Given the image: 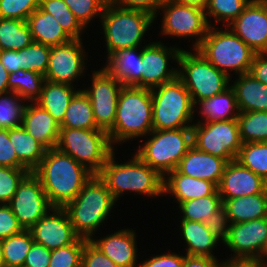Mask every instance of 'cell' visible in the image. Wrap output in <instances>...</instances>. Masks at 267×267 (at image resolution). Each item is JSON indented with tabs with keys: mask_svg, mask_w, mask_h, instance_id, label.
<instances>
[{
	"mask_svg": "<svg viewBox=\"0 0 267 267\" xmlns=\"http://www.w3.org/2000/svg\"><path fill=\"white\" fill-rule=\"evenodd\" d=\"M182 50L178 58V78L189 91L195 105L224 92L232 78L218 70L196 49ZM180 67V68H179Z\"/></svg>",
	"mask_w": 267,
	"mask_h": 267,
	"instance_id": "9",
	"label": "cell"
},
{
	"mask_svg": "<svg viewBox=\"0 0 267 267\" xmlns=\"http://www.w3.org/2000/svg\"><path fill=\"white\" fill-rule=\"evenodd\" d=\"M22 126L47 150L56 148L59 138L60 125L37 103H26L23 112Z\"/></svg>",
	"mask_w": 267,
	"mask_h": 267,
	"instance_id": "23",
	"label": "cell"
},
{
	"mask_svg": "<svg viewBox=\"0 0 267 267\" xmlns=\"http://www.w3.org/2000/svg\"><path fill=\"white\" fill-rule=\"evenodd\" d=\"M196 109H199L201 118L204 121L237 119L240 113L234 90L231 87L209 99L197 102L195 104V112L197 111Z\"/></svg>",
	"mask_w": 267,
	"mask_h": 267,
	"instance_id": "32",
	"label": "cell"
},
{
	"mask_svg": "<svg viewBox=\"0 0 267 267\" xmlns=\"http://www.w3.org/2000/svg\"><path fill=\"white\" fill-rule=\"evenodd\" d=\"M230 223H242L267 217V189L258 194L222 199Z\"/></svg>",
	"mask_w": 267,
	"mask_h": 267,
	"instance_id": "29",
	"label": "cell"
},
{
	"mask_svg": "<svg viewBox=\"0 0 267 267\" xmlns=\"http://www.w3.org/2000/svg\"><path fill=\"white\" fill-rule=\"evenodd\" d=\"M227 163L225 159L200 151L192 145L176 170L190 177L210 181L218 187Z\"/></svg>",
	"mask_w": 267,
	"mask_h": 267,
	"instance_id": "22",
	"label": "cell"
},
{
	"mask_svg": "<svg viewBox=\"0 0 267 267\" xmlns=\"http://www.w3.org/2000/svg\"><path fill=\"white\" fill-rule=\"evenodd\" d=\"M33 42L26 21L0 18V51H20Z\"/></svg>",
	"mask_w": 267,
	"mask_h": 267,
	"instance_id": "34",
	"label": "cell"
},
{
	"mask_svg": "<svg viewBox=\"0 0 267 267\" xmlns=\"http://www.w3.org/2000/svg\"><path fill=\"white\" fill-rule=\"evenodd\" d=\"M220 267H267L266 264L260 261H224L221 263Z\"/></svg>",
	"mask_w": 267,
	"mask_h": 267,
	"instance_id": "58",
	"label": "cell"
},
{
	"mask_svg": "<svg viewBox=\"0 0 267 267\" xmlns=\"http://www.w3.org/2000/svg\"><path fill=\"white\" fill-rule=\"evenodd\" d=\"M267 7V0H260Z\"/></svg>",
	"mask_w": 267,
	"mask_h": 267,
	"instance_id": "63",
	"label": "cell"
},
{
	"mask_svg": "<svg viewBox=\"0 0 267 267\" xmlns=\"http://www.w3.org/2000/svg\"><path fill=\"white\" fill-rule=\"evenodd\" d=\"M100 22L108 60L118 50L141 47L146 32L154 23V16L141 10L124 9L107 2Z\"/></svg>",
	"mask_w": 267,
	"mask_h": 267,
	"instance_id": "5",
	"label": "cell"
},
{
	"mask_svg": "<svg viewBox=\"0 0 267 267\" xmlns=\"http://www.w3.org/2000/svg\"><path fill=\"white\" fill-rule=\"evenodd\" d=\"M26 103L15 92L9 91L0 94V129L10 130L22 126Z\"/></svg>",
	"mask_w": 267,
	"mask_h": 267,
	"instance_id": "42",
	"label": "cell"
},
{
	"mask_svg": "<svg viewBox=\"0 0 267 267\" xmlns=\"http://www.w3.org/2000/svg\"><path fill=\"white\" fill-rule=\"evenodd\" d=\"M163 13L161 23V34L165 37H177L195 39L192 45L196 49L207 35L209 23L207 22L205 10L183 5L174 0H164L158 8V12L154 17L156 20L158 13Z\"/></svg>",
	"mask_w": 267,
	"mask_h": 267,
	"instance_id": "12",
	"label": "cell"
},
{
	"mask_svg": "<svg viewBox=\"0 0 267 267\" xmlns=\"http://www.w3.org/2000/svg\"><path fill=\"white\" fill-rule=\"evenodd\" d=\"M39 7L52 15L72 38L81 39L85 27L78 21L63 0H40Z\"/></svg>",
	"mask_w": 267,
	"mask_h": 267,
	"instance_id": "39",
	"label": "cell"
},
{
	"mask_svg": "<svg viewBox=\"0 0 267 267\" xmlns=\"http://www.w3.org/2000/svg\"><path fill=\"white\" fill-rule=\"evenodd\" d=\"M29 173L26 168L0 166V204H8L19 183Z\"/></svg>",
	"mask_w": 267,
	"mask_h": 267,
	"instance_id": "46",
	"label": "cell"
},
{
	"mask_svg": "<svg viewBox=\"0 0 267 267\" xmlns=\"http://www.w3.org/2000/svg\"><path fill=\"white\" fill-rule=\"evenodd\" d=\"M0 267H3V253H2L1 240H0Z\"/></svg>",
	"mask_w": 267,
	"mask_h": 267,
	"instance_id": "62",
	"label": "cell"
},
{
	"mask_svg": "<svg viewBox=\"0 0 267 267\" xmlns=\"http://www.w3.org/2000/svg\"><path fill=\"white\" fill-rule=\"evenodd\" d=\"M228 27L256 53H267V7L260 0H251Z\"/></svg>",
	"mask_w": 267,
	"mask_h": 267,
	"instance_id": "19",
	"label": "cell"
},
{
	"mask_svg": "<svg viewBox=\"0 0 267 267\" xmlns=\"http://www.w3.org/2000/svg\"><path fill=\"white\" fill-rule=\"evenodd\" d=\"M39 4L40 0H0V18L26 21Z\"/></svg>",
	"mask_w": 267,
	"mask_h": 267,
	"instance_id": "47",
	"label": "cell"
},
{
	"mask_svg": "<svg viewBox=\"0 0 267 267\" xmlns=\"http://www.w3.org/2000/svg\"><path fill=\"white\" fill-rule=\"evenodd\" d=\"M82 39H72L70 42L51 46L49 65L45 73L46 81L58 82L74 86L77 79L86 72V60Z\"/></svg>",
	"mask_w": 267,
	"mask_h": 267,
	"instance_id": "16",
	"label": "cell"
},
{
	"mask_svg": "<svg viewBox=\"0 0 267 267\" xmlns=\"http://www.w3.org/2000/svg\"><path fill=\"white\" fill-rule=\"evenodd\" d=\"M9 72L0 61V94L9 92L8 88Z\"/></svg>",
	"mask_w": 267,
	"mask_h": 267,
	"instance_id": "59",
	"label": "cell"
},
{
	"mask_svg": "<svg viewBox=\"0 0 267 267\" xmlns=\"http://www.w3.org/2000/svg\"><path fill=\"white\" fill-rule=\"evenodd\" d=\"M153 130L151 89L123 86L113 128L108 132L111 144L143 138Z\"/></svg>",
	"mask_w": 267,
	"mask_h": 267,
	"instance_id": "4",
	"label": "cell"
},
{
	"mask_svg": "<svg viewBox=\"0 0 267 267\" xmlns=\"http://www.w3.org/2000/svg\"><path fill=\"white\" fill-rule=\"evenodd\" d=\"M180 231L186 243V255L217 259L212 253L220 240L209 231L204 222L180 220Z\"/></svg>",
	"mask_w": 267,
	"mask_h": 267,
	"instance_id": "28",
	"label": "cell"
},
{
	"mask_svg": "<svg viewBox=\"0 0 267 267\" xmlns=\"http://www.w3.org/2000/svg\"><path fill=\"white\" fill-rule=\"evenodd\" d=\"M116 202L105 182L98 174H93L79 194L63 208L75 232L81 238L90 240L97 229L108 220Z\"/></svg>",
	"mask_w": 267,
	"mask_h": 267,
	"instance_id": "3",
	"label": "cell"
},
{
	"mask_svg": "<svg viewBox=\"0 0 267 267\" xmlns=\"http://www.w3.org/2000/svg\"><path fill=\"white\" fill-rule=\"evenodd\" d=\"M91 78V87L82 90L92 104L96 126L108 133L114 126L118 96L123 85L105 67L94 70Z\"/></svg>",
	"mask_w": 267,
	"mask_h": 267,
	"instance_id": "13",
	"label": "cell"
},
{
	"mask_svg": "<svg viewBox=\"0 0 267 267\" xmlns=\"http://www.w3.org/2000/svg\"><path fill=\"white\" fill-rule=\"evenodd\" d=\"M74 87L68 84L45 81L40 97L35 103L46 110L60 124L73 96L79 91Z\"/></svg>",
	"mask_w": 267,
	"mask_h": 267,
	"instance_id": "30",
	"label": "cell"
},
{
	"mask_svg": "<svg viewBox=\"0 0 267 267\" xmlns=\"http://www.w3.org/2000/svg\"><path fill=\"white\" fill-rule=\"evenodd\" d=\"M196 50L218 70L232 78L249 73L256 52L229 27L219 30L210 26L207 35ZM233 72V74L229 73Z\"/></svg>",
	"mask_w": 267,
	"mask_h": 267,
	"instance_id": "6",
	"label": "cell"
},
{
	"mask_svg": "<svg viewBox=\"0 0 267 267\" xmlns=\"http://www.w3.org/2000/svg\"><path fill=\"white\" fill-rule=\"evenodd\" d=\"M88 239L79 238L75 243L51 250L49 267H81L82 253Z\"/></svg>",
	"mask_w": 267,
	"mask_h": 267,
	"instance_id": "44",
	"label": "cell"
},
{
	"mask_svg": "<svg viewBox=\"0 0 267 267\" xmlns=\"http://www.w3.org/2000/svg\"><path fill=\"white\" fill-rule=\"evenodd\" d=\"M192 128V145L198 150L221 157L227 162L237 159L242 141L237 119L202 121Z\"/></svg>",
	"mask_w": 267,
	"mask_h": 267,
	"instance_id": "11",
	"label": "cell"
},
{
	"mask_svg": "<svg viewBox=\"0 0 267 267\" xmlns=\"http://www.w3.org/2000/svg\"><path fill=\"white\" fill-rule=\"evenodd\" d=\"M108 2L124 9L141 10L155 17L164 0H108Z\"/></svg>",
	"mask_w": 267,
	"mask_h": 267,
	"instance_id": "52",
	"label": "cell"
},
{
	"mask_svg": "<svg viewBox=\"0 0 267 267\" xmlns=\"http://www.w3.org/2000/svg\"><path fill=\"white\" fill-rule=\"evenodd\" d=\"M267 189V181L244 167L236 159L225 166L218 192L221 199H232L262 193Z\"/></svg>",
	"mask_w": 267,
	"mask_h": 267,
	"instance_id": "20",
	"label": "cell"
},
{
	"mask_svg": "<svg viewBox=\"0 0 267 267\" xmlns=\"http://www.w3.org/2000/svg\"><path fill=\"white\" fill-rule=\"evenodd\" d=\"M51 46L32 42L21 49L22 69L45 75L49 65Z\"/></svg>",
	"mask_w": 267,
	"mask_h": 267,
	"instance_id": "43",
	"label": "cell"
},
{
	"mask_svg": "<svg viewBox=\"0 0 267 267\" xmlns=\"http://www.w3.org/2000/svg\"><path fill=\"white\" fill-rule=\"evenodd\" d=\"M182 50L175 45L167 47L161 41L146 43L142 47L141 88L153 89L176 79L178 68L169 66V61L178 63Z\"/></svg>",
	"mask_w": 267,
	"mask_h": 267,
	"instance_id": "15",
	"label": "cell"
},
{
	"mask_svg": "<svg viewBox=\"0 0 267 267\" xmlns=\"http://www.w3.org/2000/svg\"><path fill=\"white\" fill-rule=\"evenodd\" d=\"M236 160L267 181V142L242 144Z\"/></svg>",
	"mask_w": 267,
	"mask_h": 267,
	"instance_id": "41",
	"label": "cell"
},
{
	"mask_svg": "<svg viewBox=\"0 0 267 267\" xmlns=\"http://www.w3.org/2000/svg\"><path fill=\"white\" fill-rule=\"evenodd\" d=\"M24 229L8 204H0V240L22 232Z\"/></svg>",
	"mask_w": 267,
	"mask_h": 267,
	"instance_id": "50",
	"label": "cell"
},
{
	"mask_svg": "<svg viewBox=\"0 0 267 267\" xmlns=\"http://www.w3.org/2000/svg\"><path fill=\"white\" fill-rule=\"evenodd\" d=\"M0 166L25 168L18 161L15 149L8 136V130L5 129H0Z\"/></svg>",
	"mask_w": 267,
	"mask_h": 267,
	"instance_id": "51",
	"label": "cell"
},
{
	"mask_svg": "<svg viewBox=\"0 0 267 267\" xmlns=\"http://www.w3.org/2000/svg\"><path fill=\"white\" fill-rule=\"evenodd\" d=\"M33 173L40 179L53 207H64L72 201L93 176L84 165L57 148L46 150Z\"/></svg>",
	"mask_w": 267,
	"mask_h": 267,
	"instance_id": "1",
	"label": "cell"
},
{
	"mask_svg": "<svg viewBox=\"0 0 267 267\" xmlns=\"http://www.w3.org/2000/svg\"><path fill=\"white\" fill-rule=\"evenodd\" d=\"M209 231L224 243L228 238V232L230 222L228 219L227 212L222 205L217 211L209 216L208 220L204 222Z\"/></svg>",
	"mask_w": 267,
	"mask_h": 267,
	"instance_id": "48",
	"label": "cell"
},
{
	"mask_svg": "<svg viewBox=\"0 0 267 267\" xmlns=\"http://www.w3.org/2000/svg\"><path fill=\"white\" fill-rule=\"evenodd\" d=\"M8 205L24 230H29L53 207L40 179L33 172H29L19 183Z\"/></svg>",
	"mask_w": 267,
	"mask_h": 267,
	"instance_id": "14",
	"label": "cell"
},
{
	"mask_svg": "<svg viewBox=\"0 0 267 267\" xmlns=\"http://www.w3.org/2000/svg\"><path fill=\"white\" fill-rule=\"evenodd\" d=\"M81 267H119L104 253H102L90 240L83 249Z\"/></svg>",
	"mask_w": 267,
	"mask_h": 267,
	"instance_id": "49",
	"label": "cell"
},
{
	"mask_svg": "<svg viewBox=\"0 0 267 267\" xmlns=\"http://www.w3.org/2000/svg\"><path fill=\"white\" fill-rule=\"evenodd\" d=\"M0 61L9 73L17 72L19 69H22L20 51H0Z\"/></svg>",
	"mask_w": 267,
	"mask_h": 267,
	"instance_id": "56",
	"label": "cell"
},
{
	"mask_svg": "<svg viewBox=\"0 0 267 267\" xmlns=\"http://www.w3.org/2000/svg\"><path fill=\"white\" fill-rule=\"evenodd\" d=\"M223 205L218 190L209 196L196 198L178 204L181 220L205 222Z\"/></svg>",
	"mask_w": 267,
	"mask_h": 267,
	"instance_id": "37",
	"label": "cell"
},
{
	"mask_svg": "<svg viewBox=\"0 0 267 267\" xmlns=\"http://www.w3.org/2000/svg\"><path fill=\"white\" fill-rule=\"evenodd\" d=\"M151 96L153 130L193 126L195 105L189 91L178 77L151 89Z\"/></svg>",
	"mask_w": 267,
	"mask_h": 267,
	"instance_id": "7",
	"label": "cell"
},
{
	"mask_svg": "<svg viewBox=\"0 0 267 267\" xmlns=\"http://www.w3.org/2000/svg\"><path fill=\"white\" fill-rule=\"evenodd\" d=\"M59 125L60 128L99 129L95 123L92 104L82 89L73 96Z\"/></svg>",
	"mask_w": 267,
	"mask_h": 267,
	"instance_id": "33",
	"label": "cell"
},
{
	"mask_svg": "<svg viewBox=\"0 0 267 267\" xmlns=\"http://www.w3.org/2000/svg\"><path fill=\"white\" fill-rule=\"evenodd\" d=\"M33 42L56 46L68 43L72 38L62 29L55 18L40 7L27 19Z\"/></svg>",
	"mask_w": 267,
	"mask_h": 267,
	"instance_id": "27",
	"label": "cell"
},
{
	"mask_svg": "<svg viewBox=\"0 0 267 267\" xmlns=\"http://www.w3.org/2000/svg\"><path fill=\"white\" fill-rule=\"evenodd\" d=\"M239 112H267V85L255 79L251 74L239 75L231 81Z\"/></svg>",
	"mask_w": 267,
	"mask_h": 267,
	"instance_id": "26",
	"label": "cell"
},
{
	"mask_svg": "<svg viewBox=\"0 0 267 267\" xmlns=\"http://www.w3.org/2000/svg\"><path fill=\"white\" fill-rule=\"evenodd\" d=\"M250 2L251 0H208L205 15L209 26L223 22L228 27ZM208 17L215 19V23L212 24Z\"/></svg>",
	"mask_w": 267,
	"mask_h": 267,
	"instance_id": "40",
	"label": "cell"
},
{
	"mask_svg": "<svg viewBox=\"0 0 267 267\" xmlns=\"http://www.w3.org/2000/svg\"><path fill=\"white\" fill-rule=\"evenodd\" d=\"M222 261L207 256H190L184 255V263L182 267H220Z\"/></svg>",
	"mask_w": 267,
	"mask_h": 267,
	"instance_id": "57",
	"label": "cell"
},
{
	"mask_svg": "<svg viewBox=\"0 0 267 267\" xmlns=\"http://www.w3.org/2000/svg\"><path fill=\"white\" fill-rule=\"evenodd\" d=\"M34 243L29 230L1 240L3 267H23L26 256Z\"/></svg>",
	"mask_w": 267,
	"mask_h": 267,
	"instance_id": "36",
	"label": "cell"
},
{
	"mask_svg": "<svg viewBox=\"0 0 267 267\" xmlns=\"http://www.w3.org/2000/svg\"><path fill=\"white\" fill-rule=\"evenodd\" d=\"M142 46L118 50L105 62L104 67L123 86L141 88Z\"/></svg>",
	"mask_w": 267,
	"mask_h": 267,
	"instance_id": "25",
	"label": "cell"
},
{
	"mask_svg": "<svg viewBox=\"0 0 267 267\" xmlns=\"http://www.w3.org/2000/svg\"><path fill=\"white\" fill-rule=\"evenodd\" d=\"M255 79L267 85V53H256L249 70Z\"/></svg>",
	"mask_w": 267,
	"mask_h": 267,
	"instance_id": "55",
	"label": "cell"
},
{
	"mask_svg": "<svg viewBox=\"0 0 267 267\" xmlns=\"http://www.w3.org/2000/svg\"><path fill=\"white\" fill-rule=\"evenodd\" d=\"M45 81L43 74L19 69L9 73L8 88L26 102H35L40 97Z\"/></svg>",
	"mask_w": 267,
	"mask_h": 267,
	"instance_id": "35",
	"label": "cell"
},
{
	"mask_svg": "<svg viewBox=\"0 0 267 267\" xmlns=\"http://www.w3.org/2000/svg\"><path fill=\"white\" fill-rule=\"evenodd\" d=\"M131 157L127 162L119 164L113 152L98 173L114 199L118 201L128 191L147 195L146 197L150 198L164 196V177L143 162L135 153Z\"/></svg>",
	"mask_w": 267,
	"mask_h": 267,
	"instance_id": "2",
	"label": "cell"
},
{
	"mask_svg": "<svg viewBox=\"0 0 267 267\" xmlns=\"http://www.w3.org/2000/svg\"><path fill=\"white\" fill-rule=\"evenodd\" d=\"M56 148L98 174L116 148L101 129L60 128Z\"/></svg>",
	"mask_w": 267,
	"mask_h": 267,
	"instance_id": "10",
	"label": "cell"
},
{
	"mask_svg": "<svg viewBox=\"0 0 267 267\" xmlns=\"http://www.w3.org/2000/svg\"><path fill=\"white\" fill-rule=\"evenodd\" d=\"M237 120L242 144L267 142V112H240Z\"/></svg>",
	"mask_w": 267,
	"mask_h": 267,
	"instance_id": "38",
	"label": "cell"
},
{
	"mask_svg": "<svg viewBox=\"0 0 267 267\" xmlns=\"http://www.w3.org/2000/svg\"><path fill=\"white\" fill-rule=\"evenodd\" d=\"M147 136L135 153L162 177L177 169L192 146V128L152 130Z\"/></svg>",
	"mask_w": 267,
	"mask_h": 267,
	"instance_id": "8",
	"label": "cell"
},
{
	"mask_svg": "<svg viewBox=\"0 0 267 267\" xmlns=\"http://www.w3.org/2000/svg\"><path fill=\"white\" fill-rule=\"evenodd\" d=\"M258 261H260V262H262V263L267 265V240H266L265 246H264V248H263V250L261 252V257H260V259Z\"/></svg>",
	"mask_w": 267,
	"mask_h": 267,
	"instance_id": "61",
	"label": "cell"
},
{
	"mask_svg": "<svg viewBox=\"0 0 267 267\" xmlns=\"http://www.w3.org/2000/svg\"><path fill=\"white\" fill-rule=\"evenodd\" d=\"M217 190L214 183L181 174L177 170L169 172L163 182V194L174 196L176 204L213 195Z\"/></svg>",
	"mask_w": 267,
	"mask_h": 267,
	"instance_id": "24",
	"label": "cell"
},
{
	"mask_svg": "<svg viewBox=\"0 0 267 267\" xmlns=\"http://www.w3.org/2000/svg\"><path fill=\"white\" fill-rule=\"evenodd\" d=\"M29 231L35 243L49 250L71 245L80 238L63 207H52Z\"/></svg>",
	"mask_w": 267,
	"mask_h": 267,
	"instance_id": "18",
	"label": "cell"
},
{
	"mask_svg": "<svg viewBox=\"0 0 267 267\" xmlns=\"http://www.w3.org/2000/svg\"><path fill=\"white\" fill-rule=\"evenodd\" d=\"M139 267H182L184 263V255H179L177 253L165 252V254H158L150 259L141 261Z\"/></svg>",
	"mask_w": 267,
	"mask_h": 267,
	"instance_id": "54",
	"label": "cell"
},
{
	"mask_svg": "<svg viewBox=\"0 0 267 267\" xmlns=\"http://www.w3.org/2000/svg\"><path fill=\"white\" fill-rule=\"evenodd\" d=\"M267 240V217L242 223H230L223 243L233 252L224 261H258Z\"/></svg>",
	"mask_w": 267,
	"mask_h": 267,
	"instance_id": "17",
	"label": "cell"
},
{
	"mask_svg": "<svg viewBox=\"0 0 267 267\" xmlns=\"http://www.w3.org/2000/svg\"><path fill=\"white\" fill-rule=\"evenodd\" d=\"M50 259L51 250L34 242L26 256L23 267H49Z\"/></svg>",
	"mask_w": 267,
	"mask_h": 267,
	"instance_id": "53",
	"label": "cell"
},
{
	"mask_svg": "<svg viewBox=\"0 0 267 267\" xmlns=\"http://www.w3.org/2000/svg\"><path fill=\"white\" fill-rule=\"evenodd\" d=\"M174 1L183 5L193 6L202 10H205L208 4V0H174Z\"/></svg>",
	"mask_w": 267,
	"mask_h": 267,
	"instance_id": "60",
	"label": "cell"
},
{
	"mask_svg": "<svg viewBox=\"0 0 267 267\" xmlns=\"http://www.w3.org/2000/svg\"><path fill=\"white\" fill-rule=\"evenodd\" d=\"M8 136L18 161L29 172H33L39 166L47 149L34 139L23 126L8 130Z\"/></svg>",
	"mask_w": 267,
	"mask_h": 267,
	"instance_id": "31",
	"label": "cell"
},
{
	"mask_svg": "<svg viewBox=\"0 0 267 267\" xmlns=\"http://www.w3.org/2000/svg\"><path fill=\"white\" fill-rule=\"evenodd\" d=\"M78 21L87 28V25L102 16L108 0H63Z\"/></svg>",
	"mask_w": 267,
	"mask_h": 267,
	"instance_id": "45",
	"label": "cell"
},
{
	"mask_svg": "<svg viewBox=\"0 0 267 267\" xmlns=\"http://www.w3.org/2000/svg\"><path fill=\"white\" fill-rule=\"evenodd\" d=\"M121 229L106 237L91 238L90 241L119 267H139L137 262L136 232Z\"/></svg>",
	"mask_w": 267,
	"mask_h": 267,
	"instance_id": "21",
	"label": "cell"
}]
</instances>
